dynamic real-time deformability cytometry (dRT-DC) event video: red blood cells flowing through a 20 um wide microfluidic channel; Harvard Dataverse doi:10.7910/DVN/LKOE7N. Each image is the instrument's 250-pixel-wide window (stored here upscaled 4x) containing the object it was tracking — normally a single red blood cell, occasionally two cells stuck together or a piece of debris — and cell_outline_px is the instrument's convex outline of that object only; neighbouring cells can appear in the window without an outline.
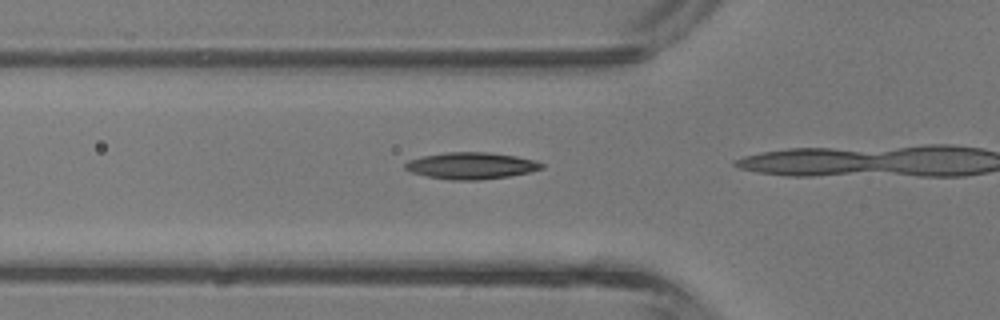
{"species": "common noctule bat (a hibernating species)", "species_latin": "Nyctalus noctula", "temperature_condition": "room temperature", "stored_images_in_passage": 4, "camera_frame_rate_fps": 3000, "um_per_image_px": 0.085, "animal": {"sex": "male", "body_mass_g": 13.3}, "frame": {"image": 1, "passage_image": 3, "time_ms": 0.667, "image_size_px": [1000, 320], "cell_outline_px": [[544, 168], [528, 172], [508, 176], [480, 180], [452, 180], [428, 176], [412, 172], [404, 168], [404, 164], [408, 160], [424, 156], [448, 152], [488, 152], [516, 156], [536, 160], [544, 164]], "centroid_in_image_um": [40.07, 14.08], "position_along_channel_um": 85.7, "area_um2": 21.1}}